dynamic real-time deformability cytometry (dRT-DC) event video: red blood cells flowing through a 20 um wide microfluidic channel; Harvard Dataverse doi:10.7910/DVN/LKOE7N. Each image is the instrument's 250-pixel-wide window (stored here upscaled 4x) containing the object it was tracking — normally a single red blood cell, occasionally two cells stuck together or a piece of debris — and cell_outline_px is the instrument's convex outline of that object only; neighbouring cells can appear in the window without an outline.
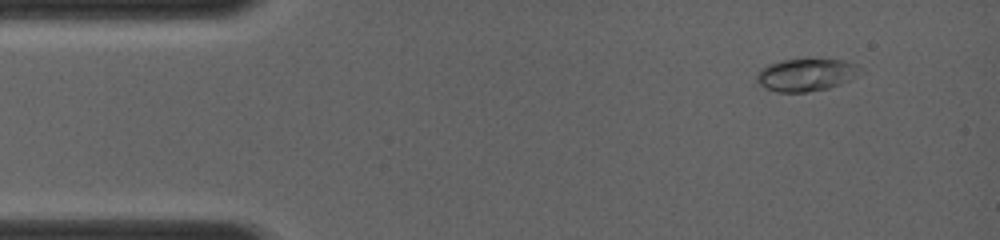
{"species": "common noctule bat (a hibernating species)", "species_latin": "Nyctalus noctula", "temperature_condition": "room temperature", "stored_images_in_passage": 3, "camera_frame_rate_fps": 4000, "um_per_image_px": 0.085, "animal": {"sex": "female", "body_mass_g": 19.0, "forearm_length_mm": 56.7}, "frame": {"image": 1, "passage_image": 1, "time_ms": 0.0, "image_size_px": [1000, 240], "cell_outline_px": [[864, 72], [840, 84], [828, 88], [808, 92], [776, 92], [764, 88], [756, 80], [756, 76], [760, 68], [768, 64], [780, 60], [844, 60], [856, 64], [864, 68]], "centroid_in_image_um": [68.52, 6.36], "position_along_channel_um": 16.5, "area_um2": 19.71}}
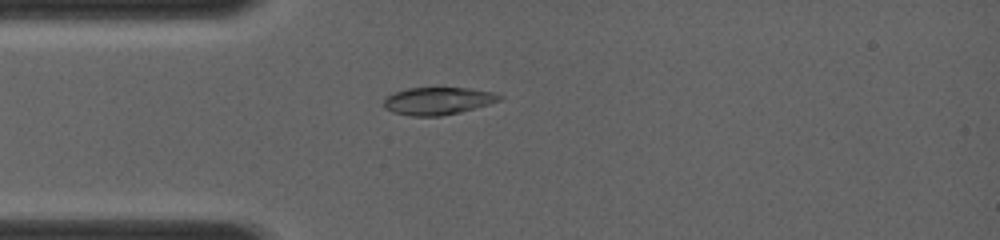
{"frame": {"image": 2, "passage_image": 3, "time_ms": 2.25, "image_size_px": [1000, 240], "cell_outline_px": [[504, 96], [500, 100], [488, 104], [460, 112], [440, 116], [412, 116], [392, 112], [384, 108], [384, 100], [388, 96], [396, 92], [408, 88], [468, 88], [496, 92]], "centroid_in_image_um": [37.24, 8.58], "position_along_channel_um": 47.8, "area_um2": 18.44}}